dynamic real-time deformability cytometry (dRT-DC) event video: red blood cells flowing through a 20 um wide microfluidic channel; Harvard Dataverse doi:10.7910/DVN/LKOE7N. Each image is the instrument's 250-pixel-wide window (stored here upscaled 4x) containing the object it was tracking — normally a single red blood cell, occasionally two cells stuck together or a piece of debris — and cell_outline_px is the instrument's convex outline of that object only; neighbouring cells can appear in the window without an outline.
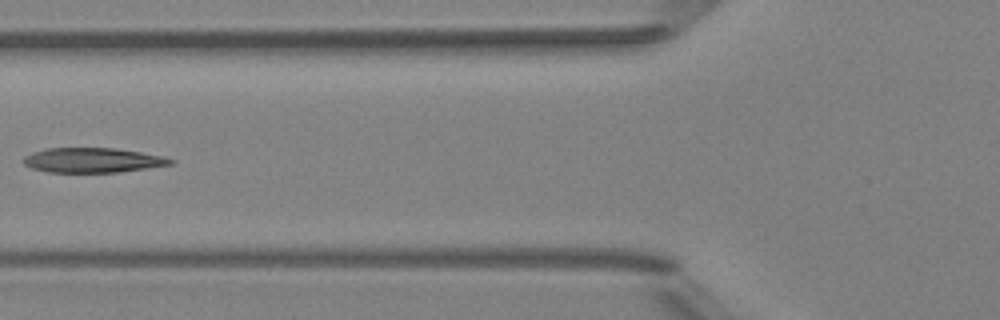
{"species": "Egyptian fruit bat (a non-hibernating species)", "species_latin": "Rousettus aegyptiacus", "temperature_condition": "room temperature", "stored_images_in_passage": 7, "camera_frame_rate_fps": 3000, "um_per_image_px": 0.085, "animal": {"sex": "female"}, "frame": {"image": 1, "passage_image": 6, "time_ms": 1.667, "image_size_px": [1000, 320], "cell_outline_px": [[176, 160], [172, 164], [148, 168], [116, 172], [48, 172], [32, 168], [24, 164], [24, 156], [32, 152], [48, 148], [116, 148], [164, 156]], "centroid_in_image_um": [7.89, 13.61], "position_along_channel_um": 117.9, "area_um2": 21.15}}
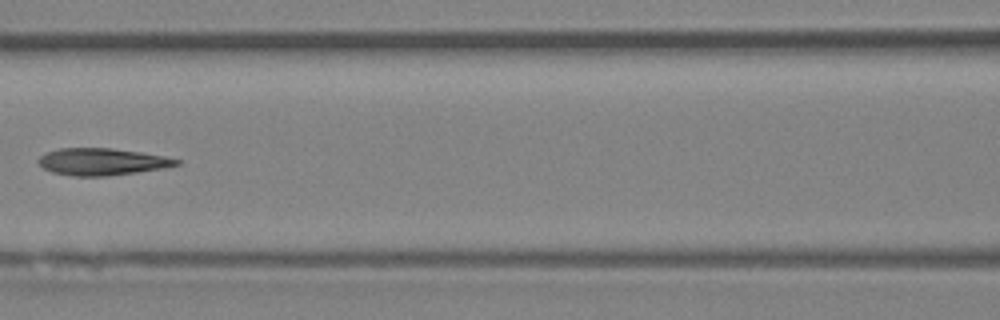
{"frame": {"image": 2, "passage_image": 7, "time_ms": 2.0, "image_size_px": [1000, 320], "cell_outline_px": [[180, 164], [164, 168], [108, 176], [72, 176], [52, 172], [44, 168], [36, 160], [40, 156], [48, 152], [60, 148], [112, 148], [140, 152], [164, 156], [180, 160]], "centroid_in_image_um": [8.67, 13.75], "position_along_channel_um": 157.9, "area_um2": 21.62}}